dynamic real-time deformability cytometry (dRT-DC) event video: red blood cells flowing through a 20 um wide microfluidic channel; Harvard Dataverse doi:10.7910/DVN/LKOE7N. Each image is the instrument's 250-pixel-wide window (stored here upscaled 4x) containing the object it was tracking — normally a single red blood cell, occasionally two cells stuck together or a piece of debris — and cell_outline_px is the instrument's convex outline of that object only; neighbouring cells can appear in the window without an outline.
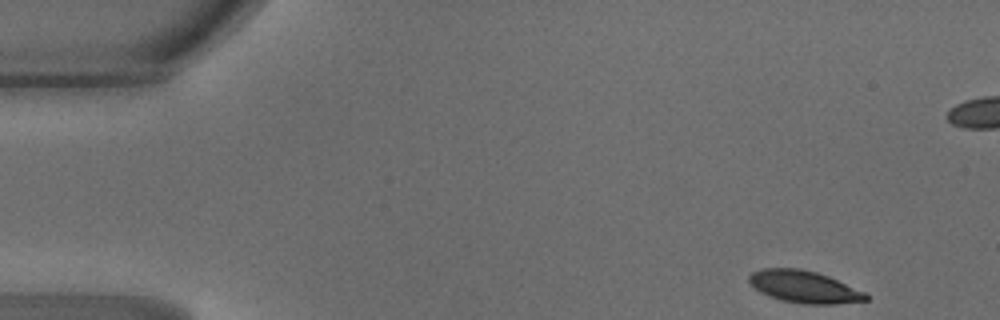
{"species": "common noctule bat (a hibernating species)", "species_latin": "Nyctalus noctula", "temperature_condition": "warm", "stored_images_in_passage": 45, "camera_frame_rate_fps": 3000, "um_per_image_px": 0.085, "animal": {"sex": "male", "body_mass_g": 18.8}, "frame": {"image": 1, "passage_image": 1, "time_ms": 0.0, "image_size_px": [1000, 320], "cell_outline_px": [[872, 296], [868, 300], [836, 304], [804, 304], [784, 300], [768, 296], [760, 292], [748, 280], [748, 276], [752, 272], [760, 268], [800, 268], [816, 272], [828, 276], [864, 292]], "centroid_in_image_um": [68.36, 24.37], "position_along_channel_um": 16.6, "area_um2": 21.79}}
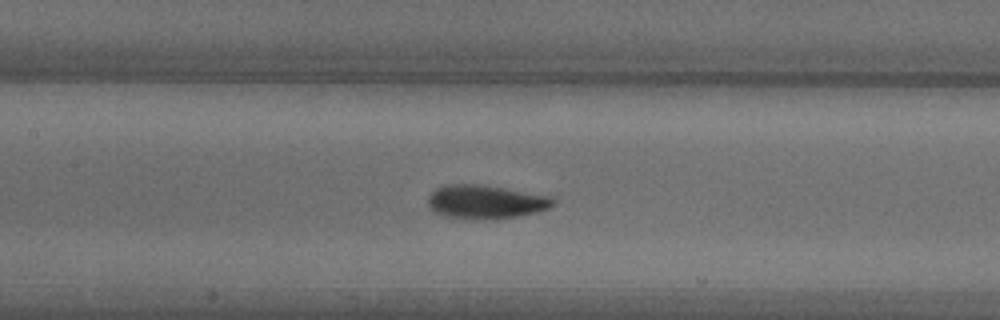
{"frame": {"image": 2, "passage_image": 19, "time_ms": 6.0, "image_size_px": [1000, 320], "cell_outline_px": [[556, 204], [540, 212], [492, 220], [464, 220], [444, 216], [432, 212], [428, 208], [428, 196], [436, 188], [444, 184], [480, 184], [552, 196], [556, 200]], "centroid_in_image_um": [41.26, 17.18], "position_along_channel_um": 166.1, "area_um2": 25.32}}
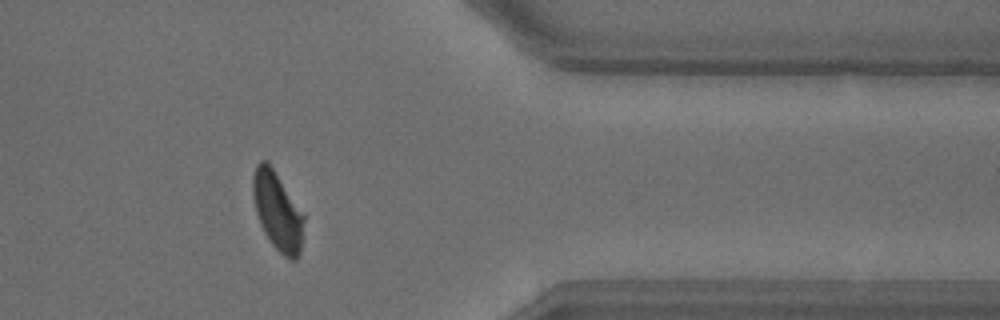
{"frame": {"image": 3, "passage_image": 36, "time_ms": 11.667, "image_size_px": [1000, 320], "cell_outline_px": [[304, 220], [300, 252], [296, 260], [288, 260], [272, 244], [264, 232], [260, 224], [256, 212], [252, 196], [252, 176], [256, 164], [260, 160], [268, 160], [304, 216]], "centroid_in_image_um": [23.55, 17.93], "position_along_channel_um": 387.8, "area_um2": 23.18}}